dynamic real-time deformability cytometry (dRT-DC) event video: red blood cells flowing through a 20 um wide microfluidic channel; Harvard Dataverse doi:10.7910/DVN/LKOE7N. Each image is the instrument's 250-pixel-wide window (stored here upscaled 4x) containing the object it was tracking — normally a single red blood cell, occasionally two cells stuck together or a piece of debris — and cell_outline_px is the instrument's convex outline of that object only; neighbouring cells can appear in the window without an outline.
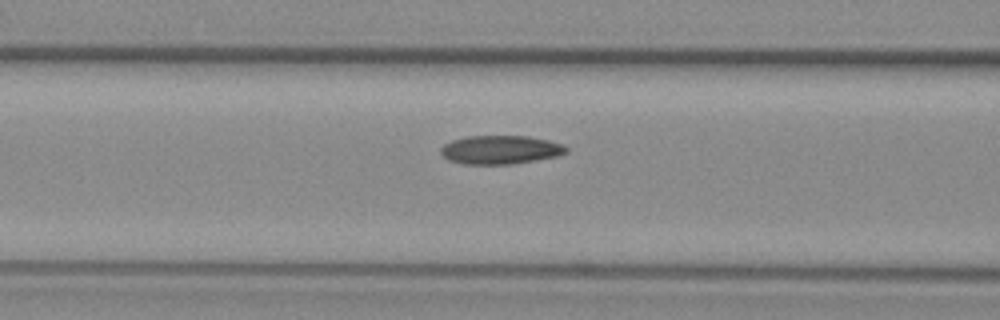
{"species": "common noctule bat (a hibernating species)", "species_latin": "Nyctalus noctula", "temperature_condition": "warm", "stored_images_in_passage": 50, "camera_frame_rate_fps": 3000, "um_per_image_px": 0.085, "animal": {"sex": "female", "body_mass_g": 29.2, "forearm_length_mm": 56.3}, "frame": {"image": 1, "passage_image": 16, "time_ms": 5.0, "image_size_px": [1000, 320], "cell_outline_px": [[568, 152], [556, 156], [512, 164], [464, 164], [448, 160], [440, 152], [440, 148], [444, 144], [452, 140], [468, 136], [528, 136], [548, 140], [564, 144], [568, 148]], "centroid_in_image_um": [42.53, 12.72], "position_along_channel_um": 124.1, "area_um2": 20.92}}
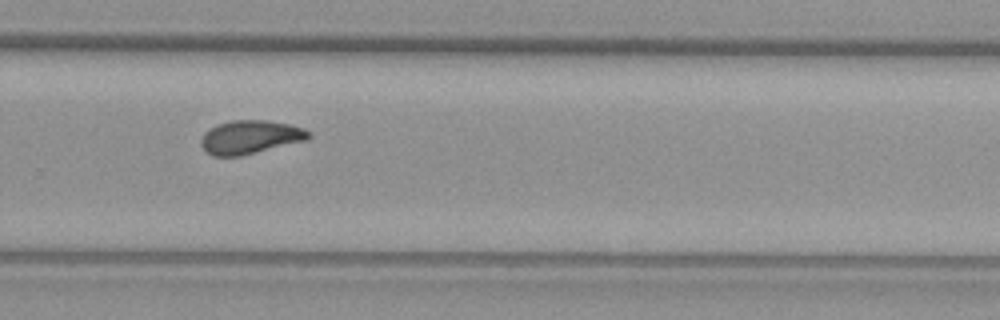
{"frame": {"image": 2, "passage_image": 31, "time_ms": 10.0, "image_size_px": [1000, 320], "cell_outline_px": [[312, 136], [308, 140], [240, 156], [212, 156], [200, 144], [200, 140], [204, 132], [216, 124], [232, 120], [268, 120], [288, 124], [304, 128]], "centroid_in_image_um": [21.27, 11.65], "position_along_channel_um": 308.5, "area_um2": 21.1}}
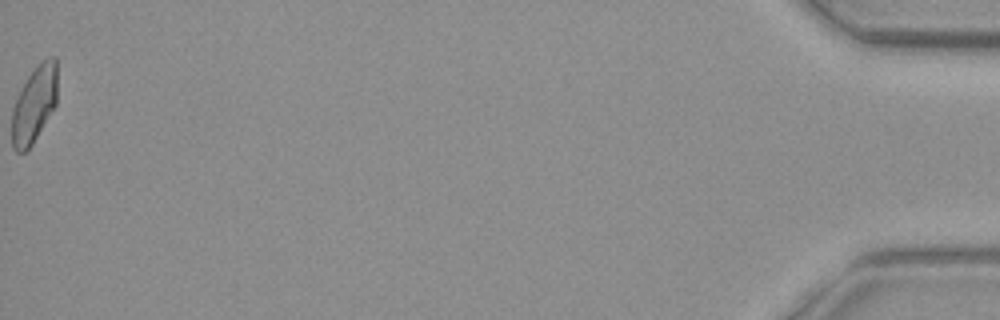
{"frame": {"image": 3, "passage_image": 50, "time_ms": 16.333, "image_size_px": [1000, 320], "cell_outline_px": [[56, 104], [32, 144], [24, 152], [16, 152], [12, 148], [12, 108], [28, 76], [48, 56], [56, 56]], "centroid_in_image_um": [2.9, 8.9], "position_along_channel_um": 432.3, "area_um2": 19.77}, "authors_computed_cell_mechanics": {"area_um2": 20.6346, "velocity_mm_per_s": 3.7005, "shape_relaxation_time_tau1_ms": null, "shape_relaxation_time_tau2_ms": 2.9026, "deformation_change_tau1": null, "deformation_change_tau2": 0.076}}